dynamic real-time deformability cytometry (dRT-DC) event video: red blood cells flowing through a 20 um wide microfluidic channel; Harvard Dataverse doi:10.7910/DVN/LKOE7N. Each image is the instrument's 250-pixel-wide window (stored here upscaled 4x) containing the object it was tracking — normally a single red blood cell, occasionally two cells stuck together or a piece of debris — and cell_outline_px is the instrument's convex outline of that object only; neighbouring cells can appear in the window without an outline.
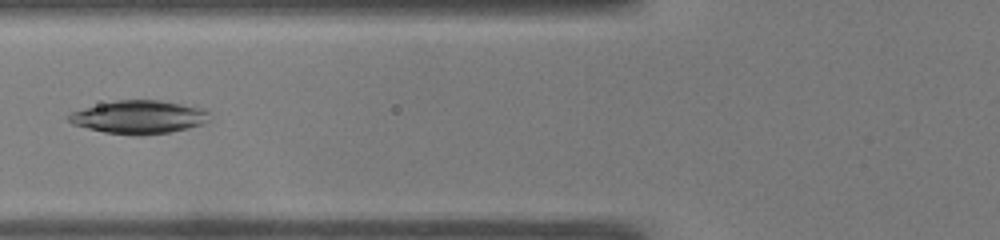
{"species": "common noctule bat (a hibernating species)", "species_latin": "Nyctalus noctula", "temperature_condition": "warm", "stored_images_in_passage": 38, "camera_frame_rate_fps": 3000, "um_per_image_px": 0.085, "animal": {"sex": "male", "body_mass_g": 19.0, "forearm_length_mm": 50.8}, "frame": {"image": 1, "passage_image": 8, "time_ms": 2.333, "image_size_px": [1000, 240], "cell_outline_px": [[208, 120], [204, 124], [188, 128], [168, 132], [140, 136], [136, 136], [104, 132], [72, 124], [68, 120], [68, 116], [72, 112], [84, 108], [116, 100], [160, 100], [196, 104], [208, 108]], "centroid_in_image_um": [11.91, 9.94], "position_along_channel_um": 113.9, "area_um2": 27.63}}
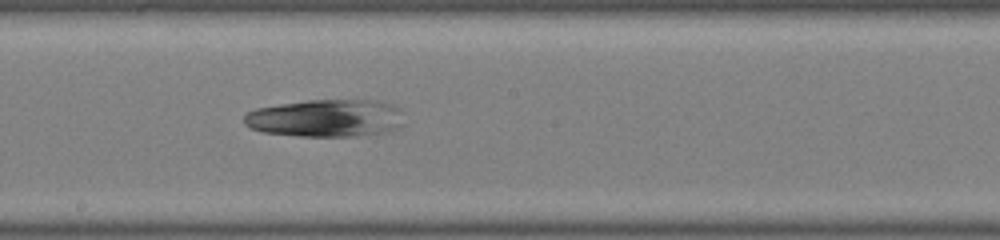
{"frame": {"image": 2, "passage_image": 16, "time_ms": 5.0, "image_size_px": [1000, 240], "cell_outline_px": [[404, 124], [400, 128], [388, 132], [352, 136], [300, 136], [260, 132], [248, 128], [244, 124], [244, 116], [248, 112], [256, 108], [280, 104], [308, 100], [376, 100], [392, 104], [400, 108]], "centroid_in_image_um": [27.72, 10.04], "position_along_channel_um": 220.5, "area_um2": 35.43}}
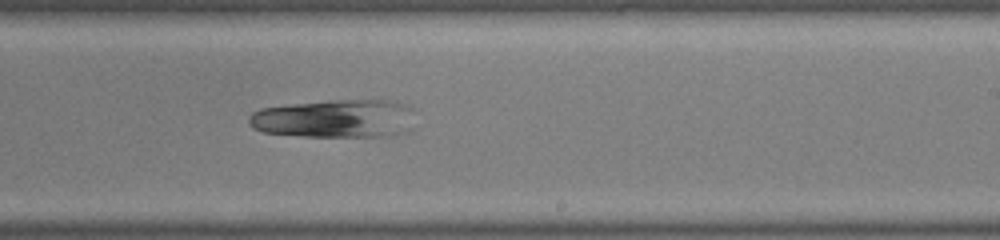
{"frame": {"image": 3, "passage_image": 19, "time_ms": 6.0, "image_size_px": [1000, 240], "cell_outline_px": [[412, 108], [408, 132], [396, 136], [304, 136], [264, 132], [252, 128], [248, 120], [248, 116], [252, 112], [260, 108], [292, 104], [328, 100], [396, 100]], "centroid_in_image_um": [28.45, 10.08], "position_along_channel_um": 260.5, "area_um2": 37.22}}